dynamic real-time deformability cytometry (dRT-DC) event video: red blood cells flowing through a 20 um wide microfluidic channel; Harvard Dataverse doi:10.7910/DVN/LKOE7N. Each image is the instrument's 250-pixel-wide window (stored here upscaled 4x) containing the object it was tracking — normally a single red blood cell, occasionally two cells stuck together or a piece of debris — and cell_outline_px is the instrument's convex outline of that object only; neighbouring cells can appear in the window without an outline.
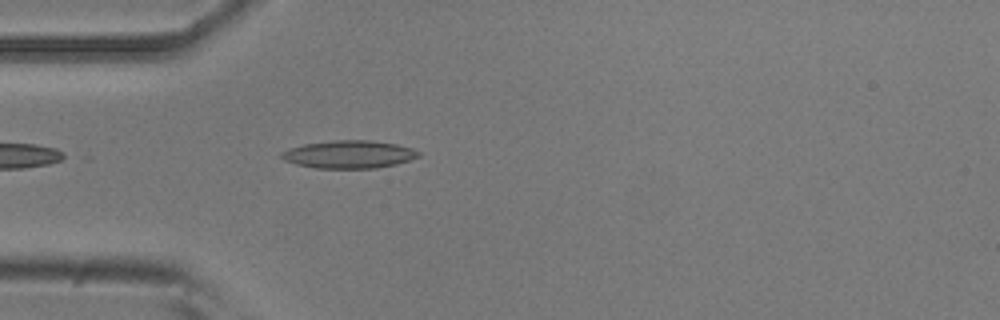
{"species": "common noctule bat (a hibernating species)", "species_latin": "Nyctalus noctula", "temperature_condition": "room temperature", "stored_images_in_passage": 3, "camera_frame_rate_fps": 3000, "um_per_image_px": 0.085, "animal": {"sex": "male", "body_mass_g": 20.5, "forearm_length_mm": 52.5}, "frame": {"image": 1, "passage_image": 3, "time_ms": 0.667, "image_size_px": [1000, 320], "cell_outline_px": [[420, 156], [396, 164], [376, 168], [316, 168], [296, 164], [284, 160], [280, 156], [280, 152], [288, 148], [304, 144], [332, 140], [372, 140], [396, 144], [412, 148], [420, 152]], "centroid_in_image_um": [29.64, 13.11], "position_along_channel_um": 55.4, "area_um2": 22.25}}